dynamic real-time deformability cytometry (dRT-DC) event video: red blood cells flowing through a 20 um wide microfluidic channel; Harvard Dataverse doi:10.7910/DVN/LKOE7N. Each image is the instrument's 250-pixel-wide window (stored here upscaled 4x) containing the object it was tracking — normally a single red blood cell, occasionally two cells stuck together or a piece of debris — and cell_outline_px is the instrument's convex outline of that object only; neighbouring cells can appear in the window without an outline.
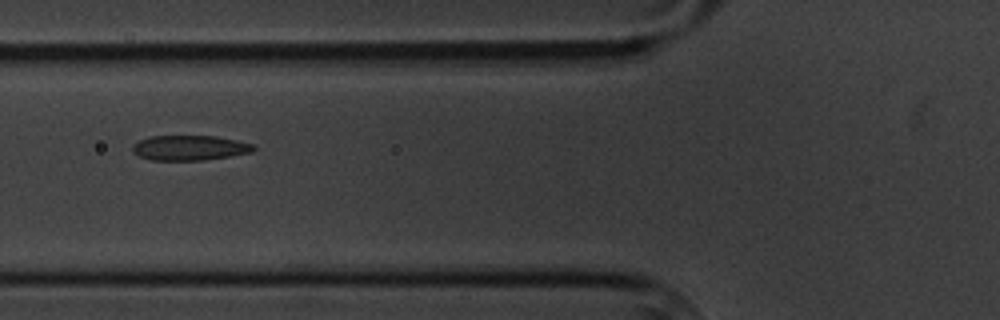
{"species": "common noctule bat (a hibernating species)", "species_latin": "Nyctalus noctula", "temperature_condition": "cold", "stored_images_in_passage": 5, "camera_frame_rate_fps": 3000, "um_per_image_px": 0.085, "animal": {"sex": "male", "body_mass_g": 20.1, "forearm_length_mm": 53.5}, "frame": {"image": 1, "passage_image": 3, "time_ms": 2.333, "image_size_px": [1000, 320], "cell_outline_px": [[256, 148], [252, 152], [204, 160], [152, 160], [140, 156], [132, 152], [132, 144], [148, 136], [216, 136], [236, 140], [252, 144]], "centroid_in_image_um": [16.09, 12.56], "position_along_channel_um": 109.7, "area_um2": 17.57}}
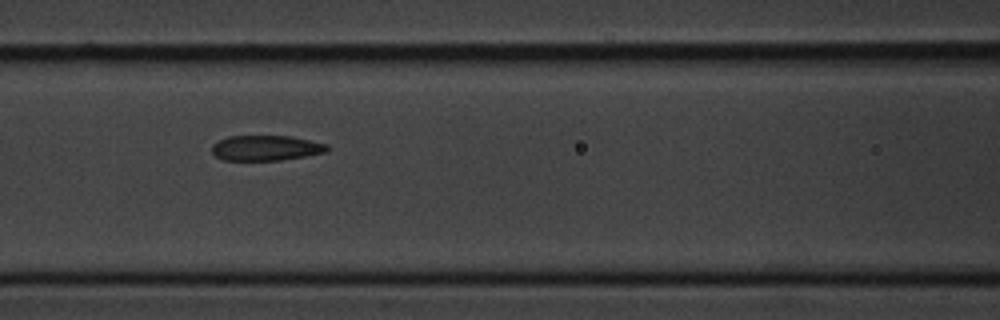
{"frame": {"image": 2, "passage_image": 4, "time_ms": 3.333, "image_size_px": [1000, 320], "cell_outline_px": [[328, 152], [280, 160], [224, 160], [216, 156], [212, 152], [212, 144], [228, 136], [292, 136], [328, 144]], "centroid_in_image_um": [22.62, 12.57], "position_along_channel_um": 144.0, "area_um2": 16.94}}
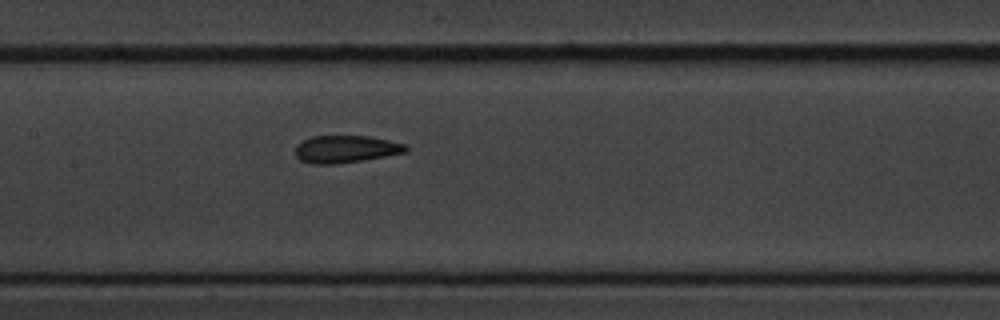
{"frame": {"image": 3, "passage_image": 5, "time_ms": 4.333, "image_size_px": [1000, 320], "cell_outline_px": [[408, 152], [364, 160], [336, 164], [312, 164], [300, 160], [296, 156], [296, 144], [312, 136], [368, 136], [408, 144]], "centroid_in_image_um": [29.42, 12.68], "position_along_channel_um": 178.0, "area_um2": 17.74}}